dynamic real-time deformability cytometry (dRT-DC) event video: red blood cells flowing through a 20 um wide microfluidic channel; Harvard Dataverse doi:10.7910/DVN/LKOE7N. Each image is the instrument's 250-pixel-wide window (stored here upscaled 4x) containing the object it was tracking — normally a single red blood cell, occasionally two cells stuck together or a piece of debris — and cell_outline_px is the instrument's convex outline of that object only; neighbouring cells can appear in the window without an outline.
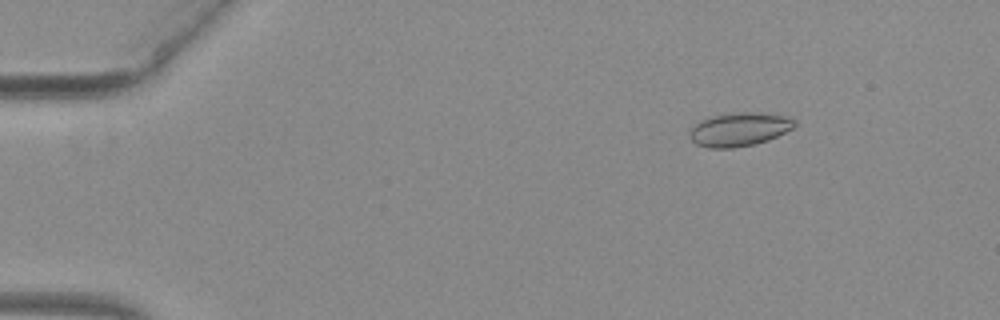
{"species": "common noctule bat (a hibernating species)", "species_latin": "Nyctalus noctula", "temperature_condition": "warm", "stored_images_in_passage": 54, "camera_frame_rate_fps": 3000, "um_per_image_px": 0.085, "animal": {"sex": "female", "body_mass_g": 29.2, "forearm_length_mm": 56.3}, "frame": {"image": 1, "passage_image": 8, "time_ms": 2.333, "image_size_px": [1000, 320], "cell_outline_px": [[796, 124], [792, 128], [768, 140], [756, 144], [732, 148], [708, 148], [696, 144], [688, 136], [688, 132], [700, 120], [712, 116], [728, 112], [760, 112], [788, 116], [796, 120]], "centroid_in_image_um": [62.83, 10.98], "position_along_channel_um": 22.2, "area_um2": 20.81}}
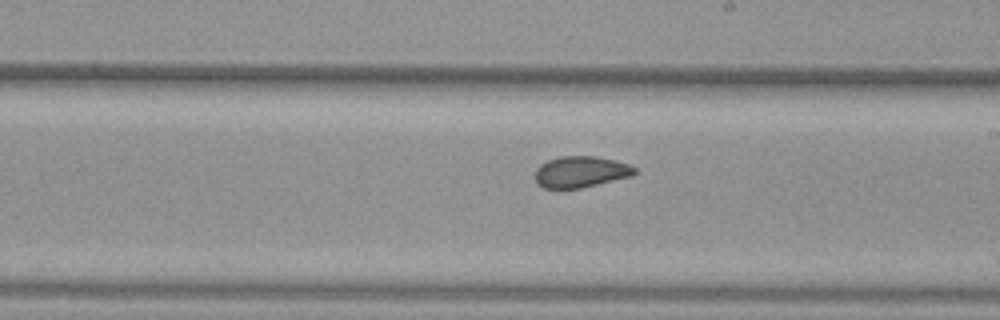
{"frame": {"image": 2, "passage_image": 32, "time_ms": 10.333, "image_size_px": [1000, 320], "cell_outline_px": [[636, 172], [632, 176], [580, 188], [544, 188], [536, 184], [536, 168], [540, 164], [548, 160], [560, 156], [596, 156], [616, 160], [628, 164], [636, 168]], "centroid_in_image_um": [49.36, 14.6], "position_along_channel_um": 239.6, "area_um2": 18.15}}
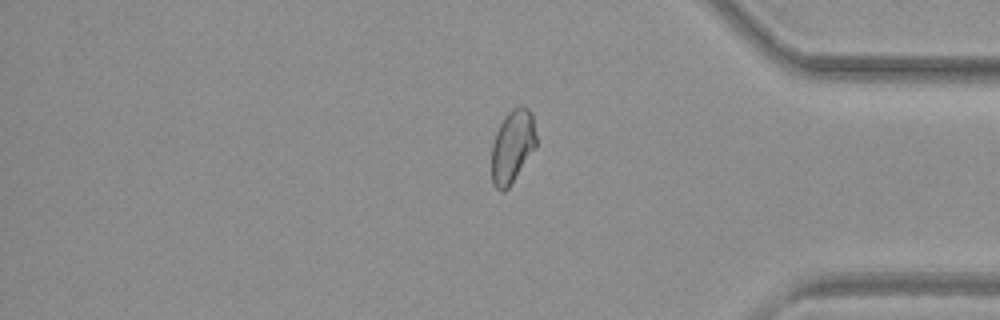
{"frame": {"image": 3, "passage_image": 45, "time_ms": 14.667, "image_size_px": [1000, 320], "cell_outline_px": [[536, 148], [508, 188], [504, 192], [500, 192], [496, 188], [492, 180], [492, 144], [496, 132], [504, 116], [512, 108], [520, 104], [524, 104], [532, 112], [536, 136]], "centroid_in_image_um": [43.57, 12.41], "position_along_channel_um": 391.6, "area_um2": 19.25}, "authors_computed_cell_mechanics": {"area_um2": 19.4786, "velocity_mm_per_s": 3.9577, "shape_relaxation_time_tau1_ms": 6.9731, "shape_relaxation_time_tau2_ms": 1.0449, "deformation_change_tau1": 0.1229, "deformation_change_tau2": 0.0538}}